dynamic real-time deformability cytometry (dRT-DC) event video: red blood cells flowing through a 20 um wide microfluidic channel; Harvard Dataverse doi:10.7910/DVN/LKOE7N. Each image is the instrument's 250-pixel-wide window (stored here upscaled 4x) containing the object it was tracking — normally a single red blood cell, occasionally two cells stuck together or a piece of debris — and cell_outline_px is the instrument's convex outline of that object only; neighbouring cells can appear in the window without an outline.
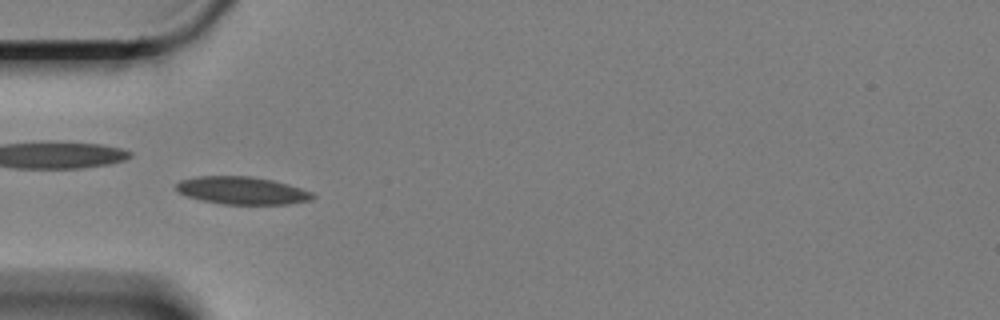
{"species": "Egyptian fruit bat (a non-hibernating species)", "species_latin": "Rousettus aegyptiacus", "temperature_condition": "cold", "stored_images_in_passage": 60, "camera_frame_rate_fps": 3000, "um_per_image_px": 0.085, "animal": {"sex": "female"}, "frame": {"image": 1, "passage_image": 19, "time_ms": 6.0, "image_size_px": [1000, 320], "cell_outline_px": [[316, 196], [312, 200], [288, 204], [224, 204], [204, 200], [188, 196], [176, 192], [176, 184], [180, 180], [196, 176], [252, 176], [272, 180], [288, 184], [312, 192]], "centroid_in_image_um": [20.58, 16.19], "position_along_channel_um": 64.4, "area_um2": 21.96}}
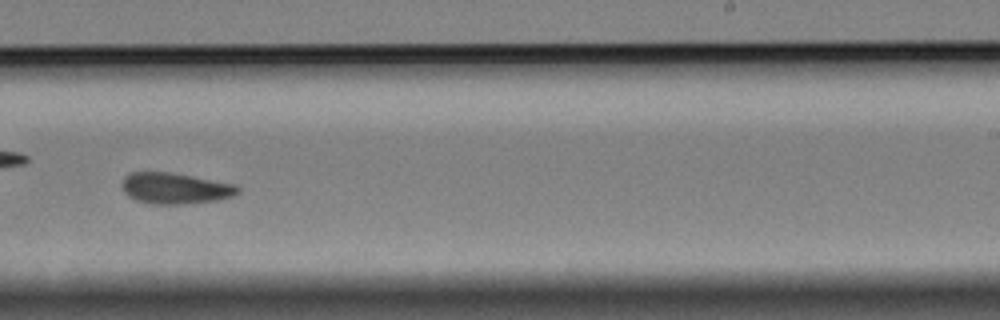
{"frame": {"image": 2, "passage_image": 38, "time_ms": 12.333, "image_size_px": [1000, 320], "cell_outline_px": [[240, 192], [236, 196], [216, 200], [184, 204], [148, 204], [136, 200], [128, 196], [124, 192], [124, 176], [128, 172], [168, 172], [236, 184], [240, 188]], "centroid_in_image_um": [14.92, 16.01], "position_along_channel_um": 274.1, "area_um2": 20.98}}
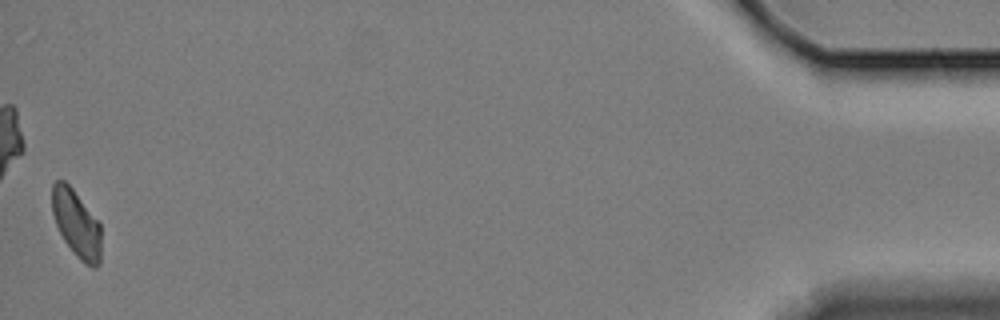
{"frame": {"image": 3, "passage_image": 60, "time_ms": 19.667, "image_size_px": [1000, 320], "cell_outline_px": [[100, 264], [96, 268], [92, 268], [84, 264], [76, 256], [64, 240], [56, 224], [52, 212], [52, 184], [56, 180], [64, 180], [72, 188], [100, 224]], "centroid_in_image_um": [6.49, 19.04], "position_along_channel_um": 428.7, "area_um2": 19.07}, "authors_computed_cell_mechanics": {"area_um2": 20.7213, "velocity_mm_per_s": 3.3217, "shape_relaxation_time_tau1_ms": 7.4289, "shape_relaxation_time_tau2_ms": 4.0187, "deformation_change_tau1": 0.1267, "deformation_change_tau2": 0.098}}